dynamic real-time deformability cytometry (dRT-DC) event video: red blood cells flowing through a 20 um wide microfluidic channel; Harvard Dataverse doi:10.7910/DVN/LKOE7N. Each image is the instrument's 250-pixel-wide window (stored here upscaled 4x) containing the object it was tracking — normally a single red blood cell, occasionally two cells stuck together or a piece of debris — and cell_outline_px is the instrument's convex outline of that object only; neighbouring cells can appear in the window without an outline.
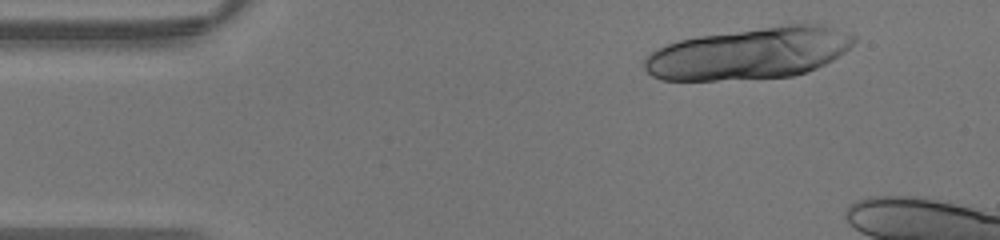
{"species": "human", "species_latin": "Homo sapiens", "temperature_condition": "warm", "stored_images_in_passage": 35, "camera_frame_rate_fps": 3000, "um_per_image_px": 0.085, "donor": {"sex": "male"}, "frame": {"image": 1, "passage_image": 3, "time_ms": 0.667, "image_size_px": [1000, 240], "cell_outline_px": [[856, 40], [844, 52], [832, 60], [808, 72], [792, 76], [716, 80], [660, 80], [652, 76], [644, 68], [644, 60], [652, 52], [668, 44], [680, 40], [700, 36], [788, 24], [816, 24], [848, 32], [856, 36]], "centroid_in_image_um": [63.71, 4.54], "position_along_channel_um": 21.3, "area_um2": 62.42}}
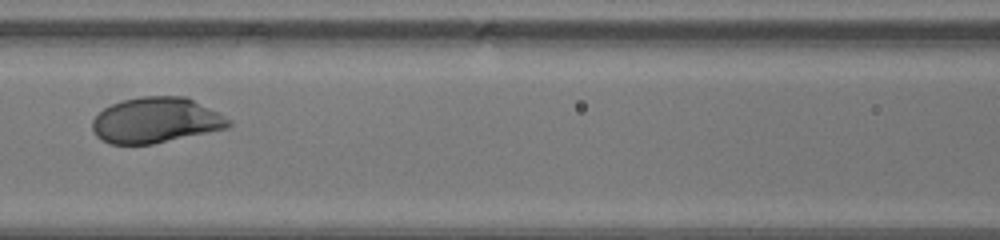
{"frame": {"image": 2, "passage_image": 17, "time_ms": 5.333, "image_size_px": [1000, 240], "cell_outline_px": [[232, 124], [228, 128], [152, 144], [112, 144], [100, 140], [96, 136], [92, 128], [92, 120], [104, 108], [112, 104], [124, 100], [140, 96], [184, 96], [232, 120]], "centroid_in_image_um": [13.22, 10.23], "position_along_channel_um": 153.4, "area_um2": 35.89}}
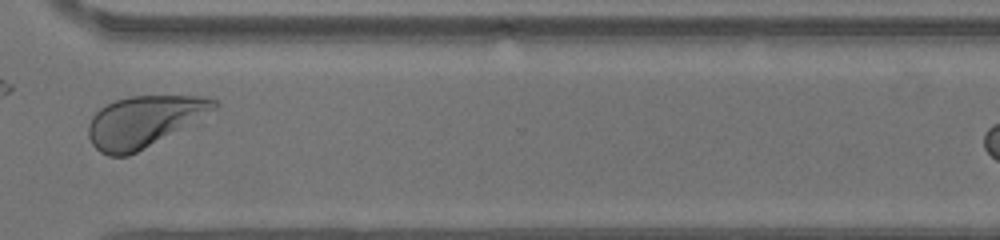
{"frame": {"image": 3, "passage_image": 30, "time_ms": 9.667, "image_size_px": [1000, 240], "cell_outline_px": [[220, 108], [200, 124], [128, 156], [108, 156], [100, 152], [92, 144], [88, 136], [88, 124], [92, 116], [100, 108], [116, 100], [128, 96], [208, 96], [216, 100], [220, 104]], "centroid_in_image_um": [12.4, 10.33], "position_along_channel_um": 358.2, "area_um2": 39.07}}